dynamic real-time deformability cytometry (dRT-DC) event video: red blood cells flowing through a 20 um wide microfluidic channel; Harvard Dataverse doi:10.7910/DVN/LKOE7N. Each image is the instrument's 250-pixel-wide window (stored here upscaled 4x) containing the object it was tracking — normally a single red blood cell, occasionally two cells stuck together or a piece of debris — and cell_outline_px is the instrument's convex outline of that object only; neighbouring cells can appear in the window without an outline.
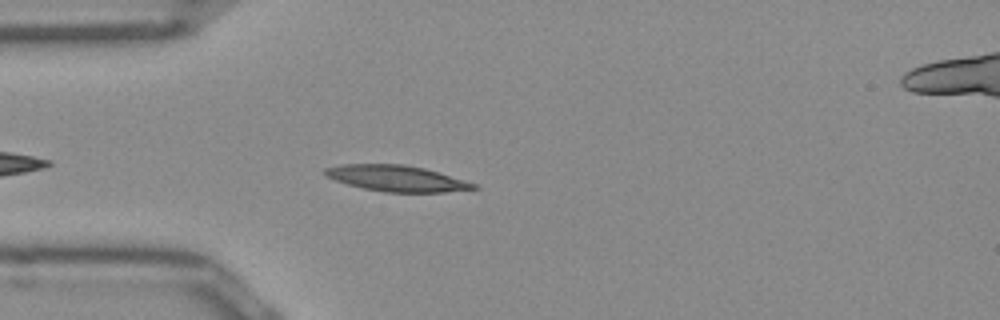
{"species": "Egyptian fruit bat (a non-hibernating species)", "species_latin": "Rousettus aegyptiacus", "temperature_condition": "room temperature", "stored_images_in_passage": 27, "camera_frame_rate_fps": 3000, "um_per_image_px": 0.085, "frame": {"image": 1, "passage_image": 2, "time_ms": 0.333, "image_size_px": [1000, 320], "cell_outline_px": [[480, 188], [444, 192], [388, 192], [364, 188], [348, 184], [324, 176], [324, 168], [344, 164], [404, 164], [424, 168], [476, 184]], "centroid_in_image_um": [33.69, 15.16], "position_along_channel_um": 51.3, "area_um2": 22.2}}
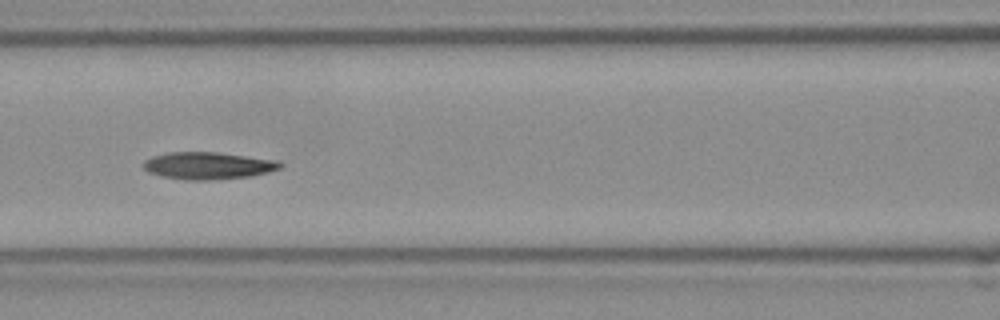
{"frame": {"image": 2, "passage_image": 10, "time_ms": 3.0, "image_size_px": [1000, 320], "cell_outline_px": [[284, 164], [280, 168], [268, 172], [252, 176], [216, 180], [188, 180], [164, 176], [148, 172], [144, 168], [144, 160], [152, 156], [168, 152], [216, 152], [280, 160]], "centroid_in_image_um": [17.73, 14.07], "position_along_channel_um": 148.9, "area_um2": 21.79}}
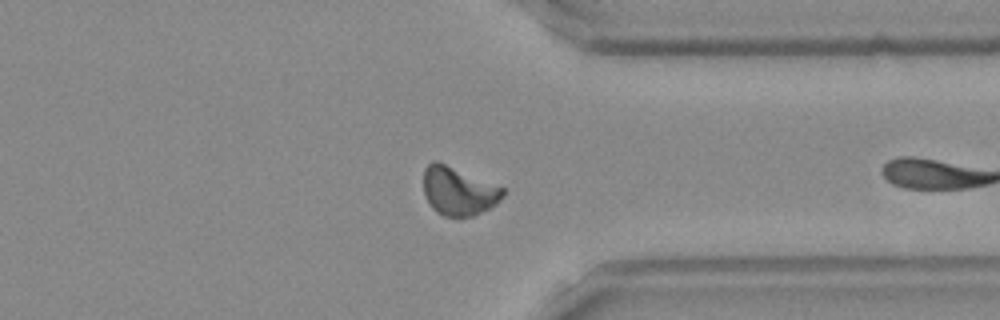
{"frame": {"image": 3, "passage_image": 24, "time_ms": 7.667, "image_size_px": [1000, 320], "cell_outline_px": [[508, 192], [496, 204], [472, 216], [444, 216], [436, 212], [432, 208], [424, 196], [424, 168], [432, 160], [436, 160], [504, 188]], "centroid_in_image_um": [38.96, 16.24], "position_along_channel_um": 372.4, "area_um2": 22.31}, "authors_computed_cell_mechanics": {"area_um2": 21.5594, "velocity_mm_per_s": 3.9288, "shape_relaxation_time_tau1_ms": 8.7874, "shape_relaxation_time_tau2_ms": 5.618, "deformation_change_tau1": 0.2177, "deformation_change_tau2": 0.1077}}